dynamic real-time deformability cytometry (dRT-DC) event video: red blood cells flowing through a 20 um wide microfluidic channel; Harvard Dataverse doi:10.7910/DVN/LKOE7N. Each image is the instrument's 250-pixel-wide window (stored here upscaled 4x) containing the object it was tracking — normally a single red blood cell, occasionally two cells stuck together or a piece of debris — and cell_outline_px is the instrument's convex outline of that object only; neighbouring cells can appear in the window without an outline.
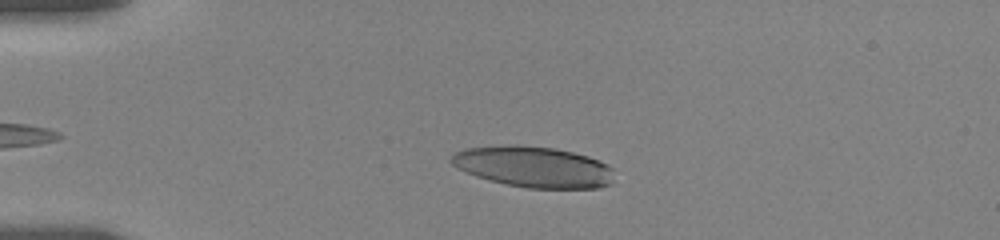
{"species": "human", "species_latin": "Homo sapiens", "temperature_condition": "room temperature", "stored_images_in_passage": 16, "camera_frame_rate_fps": 3000, "um_per_image_px": 0.085, "donor": {"sex": "female"}, "frame": {"image": 1, "passage_image": 8, "time_ms": 2.667, "image_size_px": [1000, 240], "cell_outline_px": [[612, 184], [600, 188], [528, 188], [508, 184], [476, 176], [456, 168], [448, 160], [456, 152], [464, 148], [516, 144], [556, 148], [588, 156], [600, 160], [608, 164], [612, 168]], "centroid_in_image_um": [45.36, 14.17], "position_along_channel_um": 39.6, "area_um2": 39.02}}
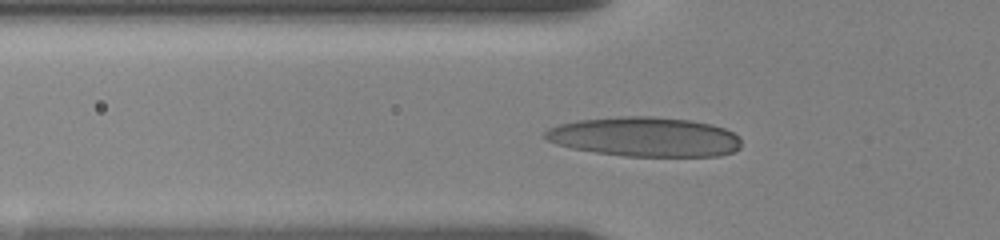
{"frame": {"image": 2, "passage_image": 14, "time_ms": 4.667, "image_size_px": [1000, 240], "cell_outline_px": [[740, 148], [732, 152], [720, 156], [624, 156], [596, 152], [572, 148], [556, 144], [548, 140], [544, 136], [544, 132], [548, 128], [560, 124], [580, 120], [620, 116], [652, 116], [692, 120], [712, 124], [724, 128], [740, 136]], "centroid_in_image_um": [54.84, 11.63], "position_along_channel_um": 71.0, "area_um2": 45.32}}